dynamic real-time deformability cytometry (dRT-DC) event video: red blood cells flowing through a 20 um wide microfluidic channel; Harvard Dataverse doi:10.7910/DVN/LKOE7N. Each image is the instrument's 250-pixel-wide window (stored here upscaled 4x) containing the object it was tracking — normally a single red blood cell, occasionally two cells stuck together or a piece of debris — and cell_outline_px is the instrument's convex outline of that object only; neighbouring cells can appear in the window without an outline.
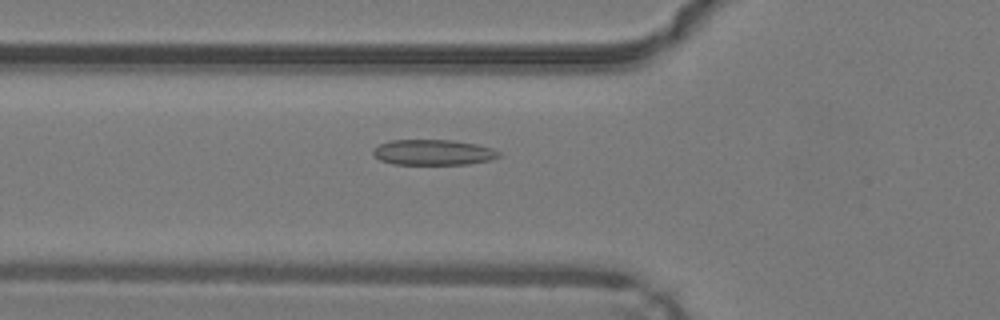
{"species": "common noctule bat (a hibernating species)", "species_latin": "Nyctalus noctula", "temperature_condition": "warm", "stored_images_in_passage": 49, "camera_frame_rate_fps": 3000, "um_per_image_px": 0.085, "animal": {"sex": "male", "body_mass_g": 19.2, "forearm_length_mm": 51.8}, "frame": {"image": 1, "passage_image": 18, "time_ms": 5.667, "image_size_px": [1000, 320], "cell_outline_px": [[500, 156], [492, 160], [468, 164], [392, 164], [380, 160], [372, 152], [380, 144], [392, 140], [448, 140], [476, 144], [492, 148], [500, 152]], "centroid_in_image_um": [36.86, 12.96], "position_along_channel_um": 88.9, "area_um2": 18.55}}
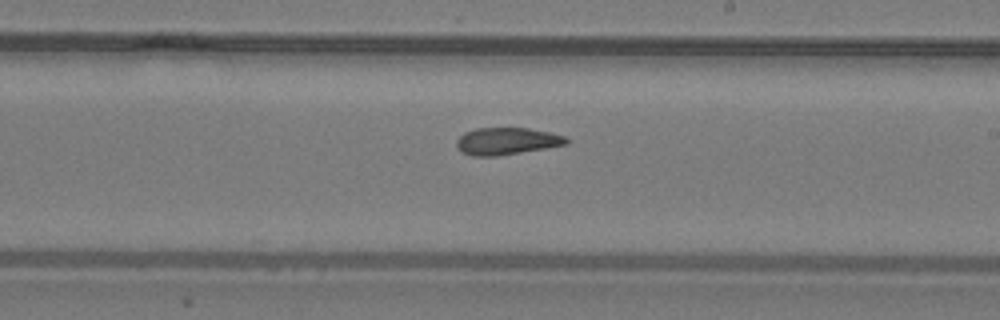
{"frame": {"image": 2, "passage_image": 29, "time_ms": 9.333, "image_size_px": [1000, 320], "cell_outline_px": [[568, 144], [496, 156], [472, 156], [464, 152], [456, 144], [456, 140], [464, 132], [476, 128], [528, 128], [548, 132], [564, 136], [568, 140]], "centroid_in_image_um": [43.05, 11.99], "position_along_channel_um": 245.9, "area_um2": 17.05}}
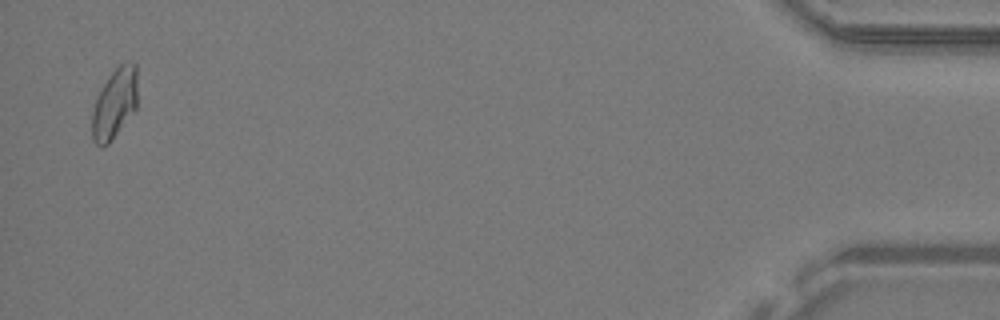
{"frame": {"image": 3, "passage_image": 48, "time_ms": 15.667, "image_size_px": [1000, 320], "cell_outline_px": [[136, 108], [112, 140], [104, 148], [100, 148], [92, 140], [92, 112], [100, 88], [108, 76], [120, 64], [132, 60], [136, 64]], "centroid_in_image_um": [9.72, 8.81], "position_along_channel_um": 425.5, "area_um2": 18.67}, "authors_computed_cell_mechanics": {"area_um2": 18.4382, "velocity_mm_per_s": 4.2663, "shape_relaxation_time_tau1_ms": null, "shape_relaxation_time_tau2_ms": 2.2861, "deformation_change_tau1": null, "deformation_change_tau2": 0.0792}}